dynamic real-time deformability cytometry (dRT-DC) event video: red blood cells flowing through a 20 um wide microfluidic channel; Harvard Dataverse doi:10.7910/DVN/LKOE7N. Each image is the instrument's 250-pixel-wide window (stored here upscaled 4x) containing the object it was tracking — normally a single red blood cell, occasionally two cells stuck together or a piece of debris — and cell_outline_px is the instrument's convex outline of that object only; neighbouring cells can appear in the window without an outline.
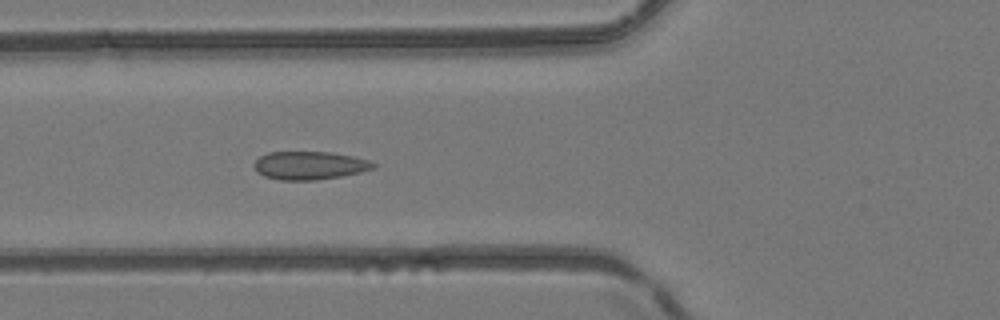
{"species": "common noctule bat (a hibernating species)", "species_latin": "Nyctalus noctula", "temperature_condition": "room temperature", "stored_images_in_passage": 17, "camera_frame_rate_fps": 3000, "um_per_image_px": 0.085, "animal": {"sex": "female", "body_mass_g": 24.6, "forearm_length_mm": 56.2}, "frame": {"image": 1, "passage_image": 8, "time_ms": 2.333, "image_size_px": [1000, 320], "cell_outline_px": [[376, 168], [360, 172], [340, 176], [316, 180], [280, 180], [264, 176], [256, 172], [252, 164], [260, 156], [268, 152], [332, 152], [352, 156], [368, 160], [376, 164]], "centroid_in_image_um": [26.29, 14.06], "position_along_channel_um": 99.5, "area_um2": 19.65}}